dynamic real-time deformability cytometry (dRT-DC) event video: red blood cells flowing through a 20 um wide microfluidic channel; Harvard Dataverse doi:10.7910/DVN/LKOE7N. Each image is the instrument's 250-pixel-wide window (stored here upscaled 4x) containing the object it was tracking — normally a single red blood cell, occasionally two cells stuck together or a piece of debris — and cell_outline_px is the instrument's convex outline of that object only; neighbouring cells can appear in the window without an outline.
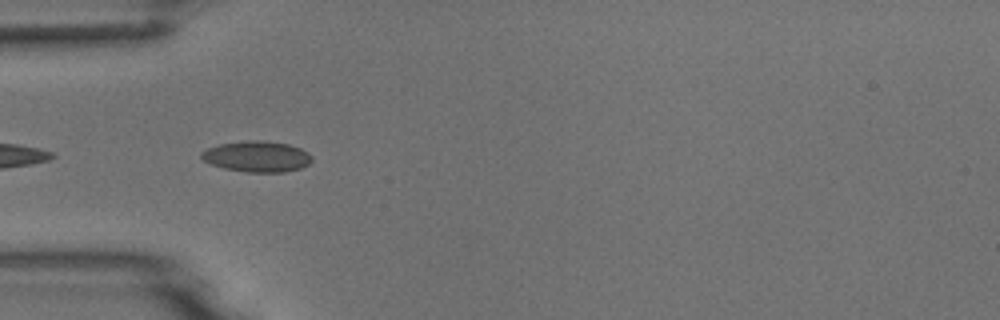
{"species": "common noctule bat (a hibernating species)", "species_latin": "Nyctalus noctula", "temperature_condition": "room temperature", "stored_images_in_passage": 6, "camera_frame_rate_fps": 3000, "um_per_image_px": 0.085, "animal": {"sex": "male", "body_mass_g": 18.8}, "frame": {"image": 1, "passage_image": 5, "time_ms": 1.333, "image_size_px": [1000, 320], "cell_outline_px": [[312, 160], [308, 164], [300, 168], [284, 172], [244, 172], [224, 168], [212, 164], [204, 160], [200, 156], [200, 152], [208, 148], [220, 144], [244, 140], [264, 140], [288, 144], [300, 148], [308, 152], [312, 156]], "centroid_in_image_um": [21.84, 13.29], "position_along_channel_um": 63.2, "area_um2": 19.94}}